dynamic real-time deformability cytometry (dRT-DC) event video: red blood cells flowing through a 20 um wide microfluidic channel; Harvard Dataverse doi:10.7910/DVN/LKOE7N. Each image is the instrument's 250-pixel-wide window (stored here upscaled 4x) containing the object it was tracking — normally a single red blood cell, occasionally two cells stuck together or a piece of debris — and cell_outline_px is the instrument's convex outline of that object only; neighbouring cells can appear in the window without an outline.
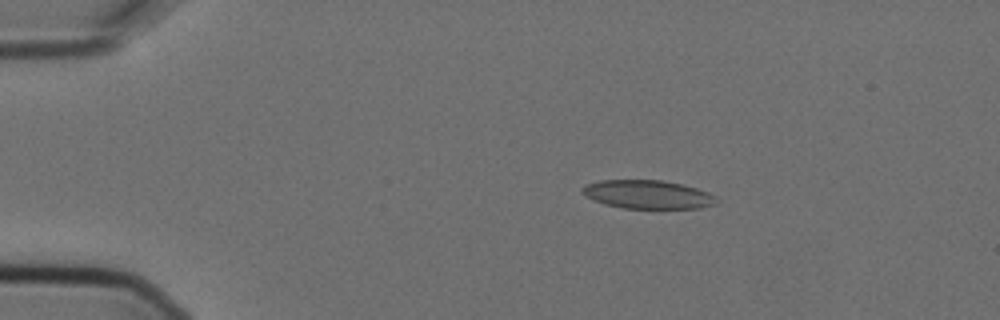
{"species": "Egyptian fruit bat (a non-hibernating species)", "species_latin": "Rousettus aegyptiacus", "temperature_condition": "cold", "stored_images_in_passage": 6, "camera_frame_rate_fps": 3000, "um_per_image_px": 0.085, "animal": {"sex": "female"}, "frame": {"image": 1, "passage_image": 2, "time_ms": 0.333, "image_size_px": [1000, 320], "cell_outline_px": [[716, 204], [700, 208], [624, 208], [604, 204], [580, 192], [580, 188], [584, 184], [600, 180], [664, 180], [696, 188], [708, 192], [716, 196]], "centroid_in_image_um": [55.04, 16.52], "position_along_channel_um": 30.0, "area_um2": 22.25}}
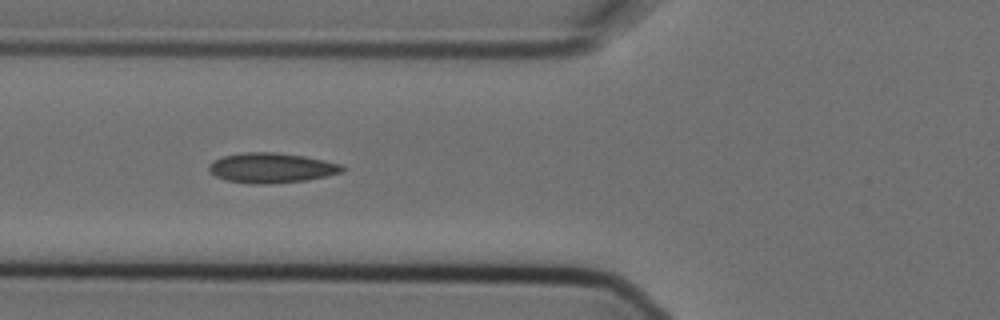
{"frame": {"image": 2, "passage_image": 5, "time_ms": 1.333, "image_size_px": [1000, 320], "cell_outline_px": [[348, 168], [344, 172], [308, 180], [264, 184], [252, 184], [228, 180], [216, 176], [208, 168], [208, 164], [212, 160], [224, 156], [244, 152], [276, 152], [304, 156], [324, 160], [340, 164]], "centroid_in_image_um": [23.11, 14.26], "position_along_channel_um": 102.7, "area_um2": 23.35}}
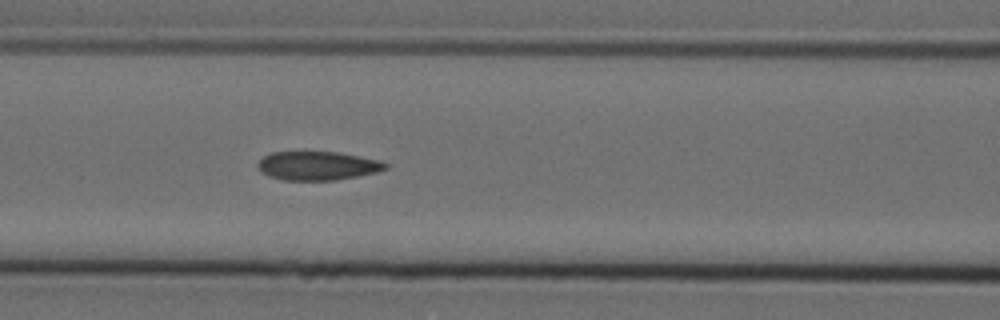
{"frame": {"image": 3, "passage_image": 6, "time_ms": 1.667, "image_size_px": [1000, 320], "cell_outline_px": [[388, 168], [376, 172], [336, 180], [284, 180], [268, 176], [260, 172], [256, 168], [256, 164], [264, 156], [272, 152], [336, 152], [376, 160], [388, 164]], "centroid_in_image_um": [26.92, 14.1], "position_along_channel_um": 139.7, "area_um2": 21.21}}